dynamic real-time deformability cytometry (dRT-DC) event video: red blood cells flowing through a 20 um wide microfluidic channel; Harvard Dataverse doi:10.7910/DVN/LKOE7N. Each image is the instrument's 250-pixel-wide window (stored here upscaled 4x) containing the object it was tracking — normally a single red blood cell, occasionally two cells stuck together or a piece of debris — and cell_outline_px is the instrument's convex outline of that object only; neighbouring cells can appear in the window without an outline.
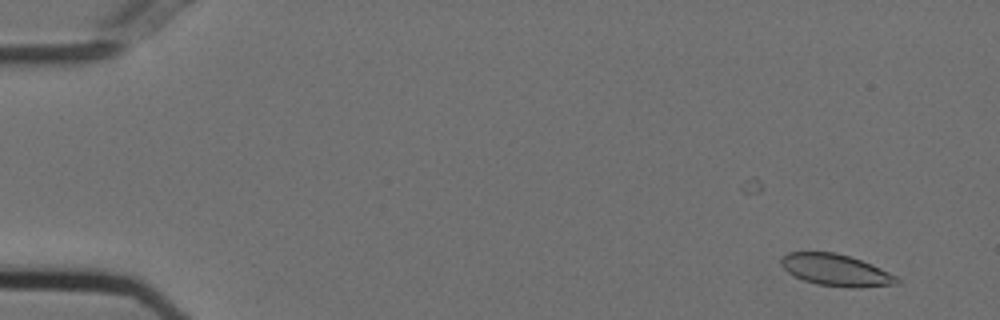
{"species": "Egyptian fruit bat (a non-hibernating species)", "species_latin": "Rousettus aegyptiacus", "temperature_condition": "cold", "stored_images_in_passage": 53, "camera_frame_rate_fps": 3000, "um_per_image_px": 0.085, "animal": {"sex": "female"}, "frame": {"image": 1, "passage_image": 4, "time_ms": 1.0, "image_size_px": [1000, 320], "cell_outline_px": [[900, 284], [860, 288], [848, 288], [816, 284], [804, 280], [788, 272], [780, 264], [780, 260], [788, 252], [836, 252], [860, 260], [880, 268], [896, 276], [900, 280]], "centroid_in_image_um": [71.07, 22.97], "position_along_channel_um": 13.9, "area_um2": 21.39}}
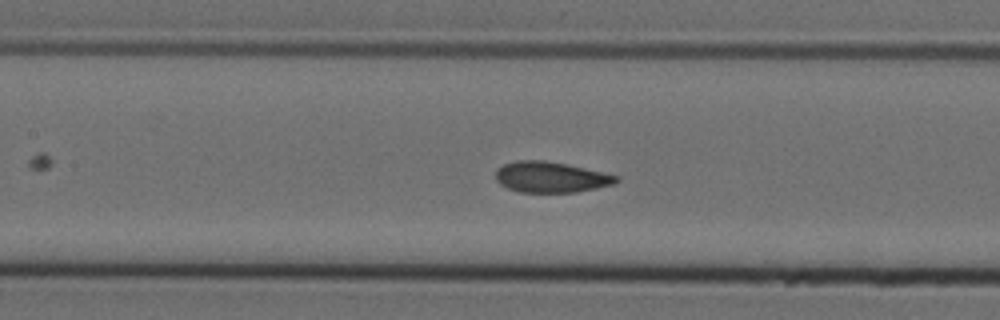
{"frame": {"image": 2, "passage_image": 26, "time_ms": 8.333, "image_size_px": [1000, 320], "cell_outline_px": [[620, 180], [612, 184], [596, 188], [576, 192], [520, 192], [508, 188], [500, 184], [496, 180], [496, 168], [504, 164], [516, 160], [544, 160], [568, 164], [620, 176]], "centroid_in_image_um": [46.81, 15.04], "position_along_channel_um": 160.6, "area_um2": 21.68}}
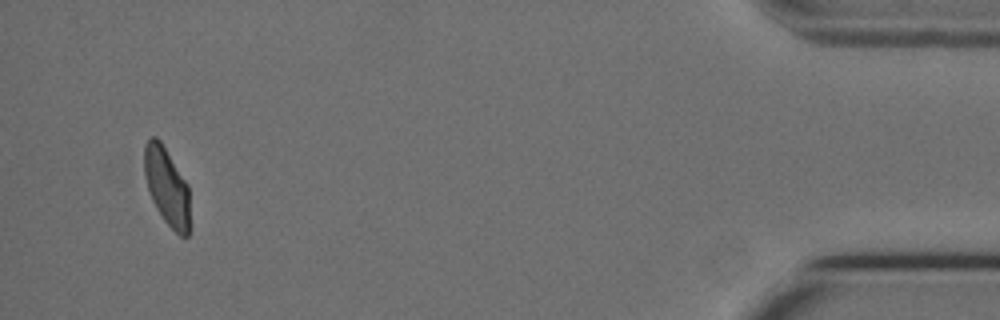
{"frame": {"image": 3, "passage_image": 53, "time_ms": 17.333, "image_size_px": [1000, 320], "cell_outline_px": [[188, 236], [180, 236], [164, 220], [156, 208], [148, 192], [144, 172], [144, 144], [152, 136], [156, 136], [160, 140], [188, 184]], "centroid_in_image_um": [14.14, 15.81], "position_along_channel_um": 421.1, "area_um2": 20.4}, "authors_computed_cell_mechanics": {"area_um2": 21.7328, "velocity_mm_per_s": 3.708, "shape_relaxation_time_tau1_ms": 6.0529, "shape_relaxation_time_tau2_ms": null, "deformation_change_tau1": 0.1338, "deformation_change_tau2": null}}